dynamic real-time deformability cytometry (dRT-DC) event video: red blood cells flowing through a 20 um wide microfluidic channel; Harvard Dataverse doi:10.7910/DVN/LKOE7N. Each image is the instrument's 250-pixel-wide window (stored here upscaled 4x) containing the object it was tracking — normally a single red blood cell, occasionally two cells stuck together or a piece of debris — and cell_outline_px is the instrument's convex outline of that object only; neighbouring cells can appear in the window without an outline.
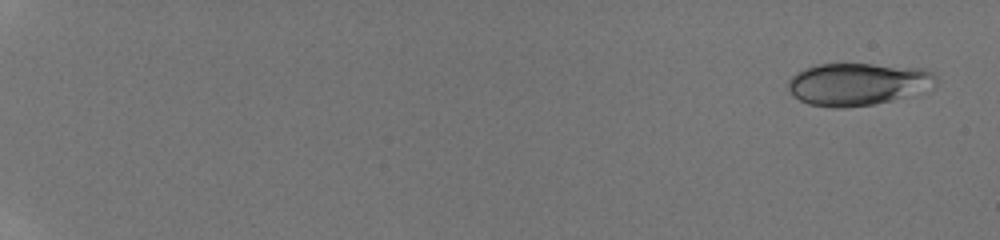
{"species": "human", "species_latin": "Homo sapiens", "temperature_condition": "room temperature", "stored_images_in_passage": 19, "camera_frame_rate_fps": 3000, "um_per_image_px": 0.085, "donor": {"sex": "male"}, "frame": {"image": 1, "passage_image": 2, "time_ms": 0.333, "image_size_px": [1000, 240], "cell_outline_px": [[936, 80], [892, 100], [872, 104], [844, 108], [832, 108], [808, 104], [800, 100], [788, 88], [788, 80], [796, 72], [804, 68], [816, 64], [872, 64], [924, 68], [932, 72], [936, 76]], "centroid_in_image_um": [72.75, 7.13], "position_along_channel_um": 12.2, "area_um2": 35.55}}
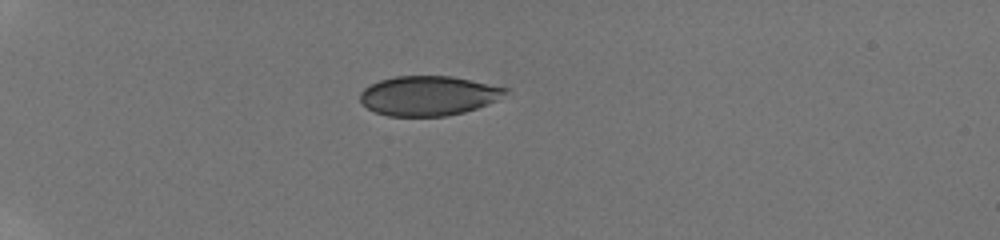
{"frame": {"image": 2, "passage_image": 12, "time_ms": 5.333, "image_size_px": [1000, 240], "cell_outline_px": [[512, 92], [488, 104], [464, 112], [444, 116], [388, 116], [376, 112], [368, 108], [360, 100], [360, 92], [364, 88], [380, 80], [396, 76], [452, 76], [512, 88]], "centroid_in_image_um": [36.48, 8.13], "position_along_channel_um": 48.5, "area_um2": 33.76}}
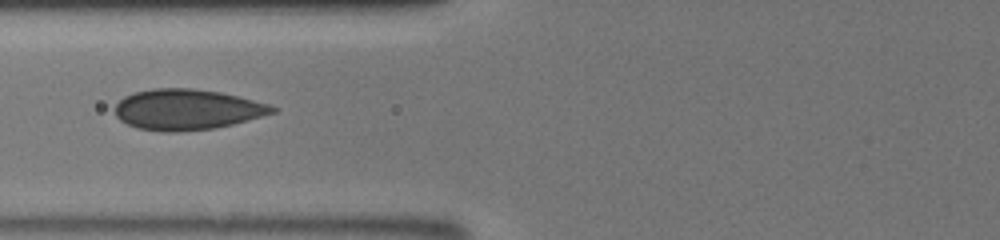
{"frame": {"image": 3, "passage_image": 17, "time_ms": 8.0, "image_size_px": [1000, 240], "cell_outline_px": [[280, 108], [276, 112], [248, 120], [216, 128], [176, 132], [164, 132], [136, 128], [120, 120], [116, 116], [116, 104], [124, 96], [136, 92], [152, 88], [192, 88], [220, 92], [272, 104]], "centroid_in_image_um": [15.93, 9.31], "position_along_channel_um": 109.9, "area_um2": 37.45}}